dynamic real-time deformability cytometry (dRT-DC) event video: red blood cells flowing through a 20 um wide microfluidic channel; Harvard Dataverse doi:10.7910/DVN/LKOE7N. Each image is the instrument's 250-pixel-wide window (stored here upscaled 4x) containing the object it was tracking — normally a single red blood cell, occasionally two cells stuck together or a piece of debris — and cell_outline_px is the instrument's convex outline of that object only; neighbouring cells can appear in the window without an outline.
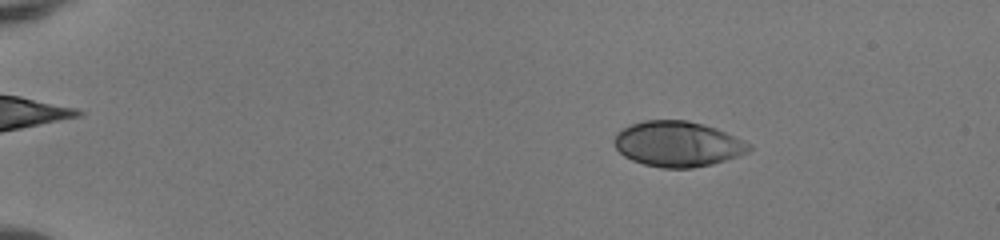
{"species": "human", "species_latin": "Homo sapiens", "temperature_condition": "room temperature", "stored_images_in_passage": 12, "camera_frame_rate_fps": 3000, "um_per_image_px": 0.085, "donor": {"sex": "female"}, "frame": {"image": 1, "passage_image": 9, "time_ms": 2.667, "image_size_px": [1000, 240], "cell_outline_px": [[752, 148], [748, 152], [740, 156], [712, 164], [692, 168], [660, 168], [644, 164], [632, 160], [624, 156], [616, 148], [612, 140], [616, 132], [632, 124], [644, 120], [688, 120], [704, 124], [716, 128], [752, 144]], "centroid_in_image_um": [57.61, 12.24], "position_along_channel_um": 27.4, "area_um2": 35.89}}